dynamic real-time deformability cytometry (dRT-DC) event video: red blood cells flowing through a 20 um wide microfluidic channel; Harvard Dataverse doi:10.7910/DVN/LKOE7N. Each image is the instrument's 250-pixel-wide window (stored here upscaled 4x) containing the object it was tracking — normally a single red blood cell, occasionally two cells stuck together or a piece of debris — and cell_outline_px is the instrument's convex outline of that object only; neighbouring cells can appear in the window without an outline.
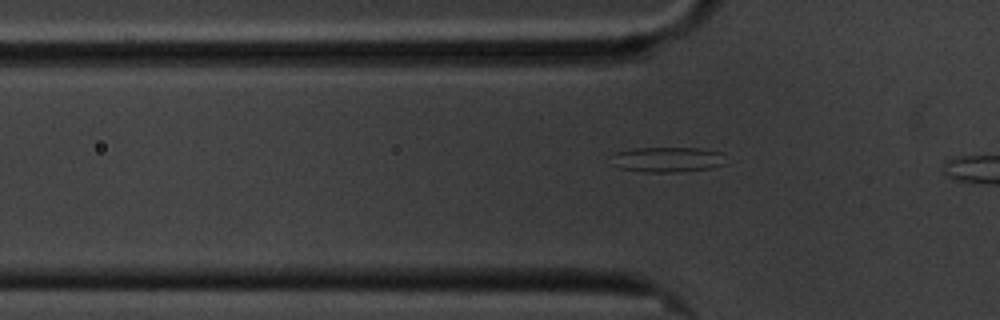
{"species": "common noctule bat (a hibernating species)", "species_latin": "Nyctalus noctula", "temperature_condition": "cold", "stored_images_in_passage": 15, "segment_of_instrument_passage": [1, 2], "camera_frame_rate_fps": 3000, "um_per_image_px": 0.085, "animal": {"sex": "male", "body_mass_g": 20.1, "forearm_length_mm": 53.5}, "frame": {"image": 1, "passage_image": 13, "time_ms": 4.0, "image_size_px": [1000, 320], "cell_outline_px": [[728, 164], [712, 168], [676, 172], [648, 172], [620, 168], [608, 164], [616, 152], [636, 148], [700, 148], [720, 152]], "centroid_in_image_um": [56.73, 13.56], "position_along_channel_um": 69.1, "area_um2": 16.94}}